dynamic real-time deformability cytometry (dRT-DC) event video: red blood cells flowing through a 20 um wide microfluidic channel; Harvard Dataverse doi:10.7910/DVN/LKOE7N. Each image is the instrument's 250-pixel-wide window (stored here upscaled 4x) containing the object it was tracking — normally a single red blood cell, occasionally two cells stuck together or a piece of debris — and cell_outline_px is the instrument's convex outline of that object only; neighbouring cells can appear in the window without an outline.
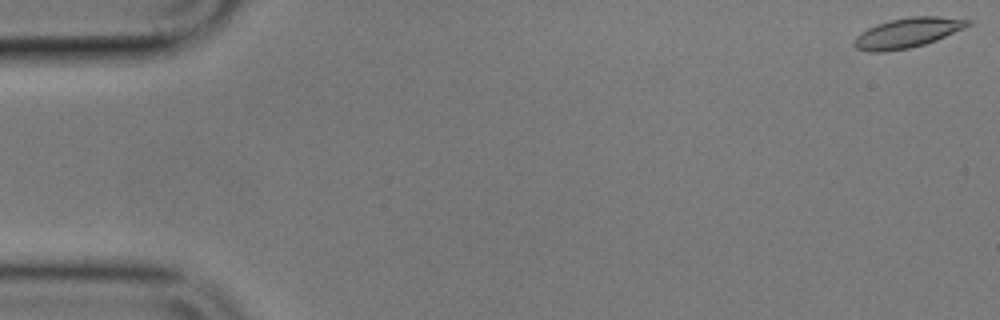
{"species": "common noctule bat (a hibernating species)", "species_latin": "Nyctalus noctula", "temperature_condition": "cold", "stored_images_in_passage": 50, "camera_frame_rate_fps": 3000, "um_per_image_px": 0.085, "animal": {"sex": "male", "body_mass_g": 17.9}, "frame": {"image": 1, "passage_image": 1, "time_ms": 0.0, "image_size_px": [1000, 320], "cell_outline_px": [[972, 24], [964, 28], [936, 40], [924, 44], [908, 48], [884, 52], [868, 52], [856, 48], [852, 44], [852, 40], [860, 32], [876, 24], [908, 16], [936, 16], [972, 20]], "centroid_in_image_um": [77.1, 2.79], "position_along_channel_um": 7.9, "area_um2": 19.83}}
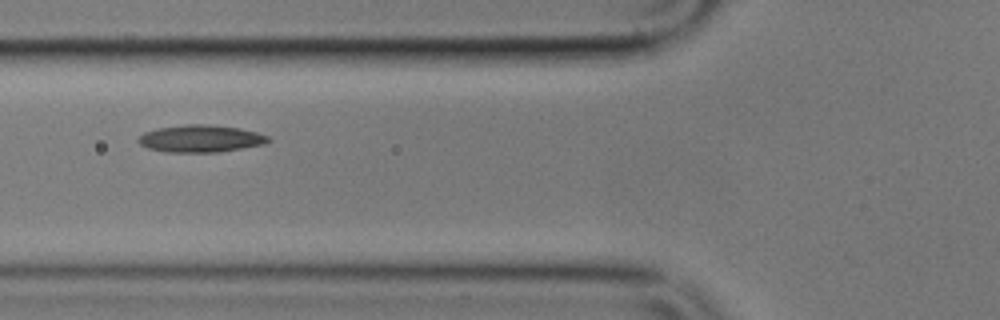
{"frame": {"image": 2, "passage_image": 21, "time_ms": 6.667, "image_size_px": [1000, 320], "cell_outline_px": [[272, 140], [264, 144], [216, 152], [168, 152], [148, 148], [140, 144], [136, 140], [144, 132], [160, 128], [184, 124], [208, 124], [240, 128], [256, 132], [268, 136]], "centroid_in_image_um": [17.05, 11.77], "position_along_channel_um": 108.8, "area_um2": 20.46}}
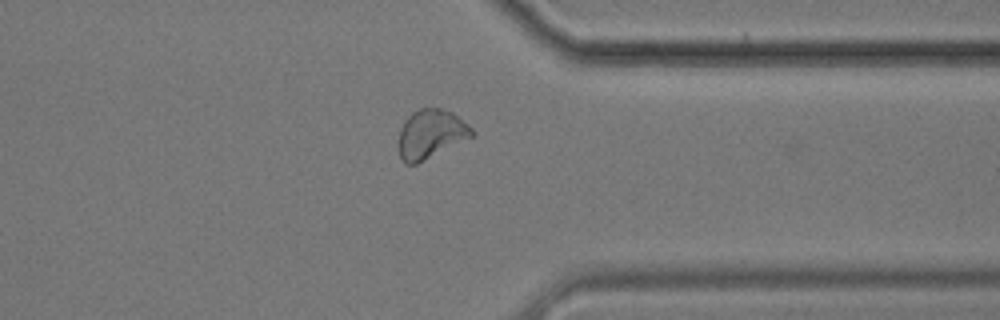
{"frame": {"image": 3, "passage_image": 44, "time_ms": 14.333, "image_size_px": [1000, 320], "cell_outline_px": [[476, 132], [472, 136], [416, 164], [404, 164], [400, 156], [400, 128], [404, 120], [412, 112], [420, 108], [440, 108], [452, 112], [468, 124]], "centroid_in_image_um": [36.61, 11.37], "position_along_channel_um": 374.8, "area_um2": 20.58}, "authors_computed_cell_mechanics": {"area_um2": 19.8543, "velocity_mm_per_s": 3.5284, "shape_relaxation_time_tau1_ms": null, "shape_relaxation_time_tau2_ms": 6.8067, "deformation_change_tau1": null, "deformation_change_tau2": 0.1201}}